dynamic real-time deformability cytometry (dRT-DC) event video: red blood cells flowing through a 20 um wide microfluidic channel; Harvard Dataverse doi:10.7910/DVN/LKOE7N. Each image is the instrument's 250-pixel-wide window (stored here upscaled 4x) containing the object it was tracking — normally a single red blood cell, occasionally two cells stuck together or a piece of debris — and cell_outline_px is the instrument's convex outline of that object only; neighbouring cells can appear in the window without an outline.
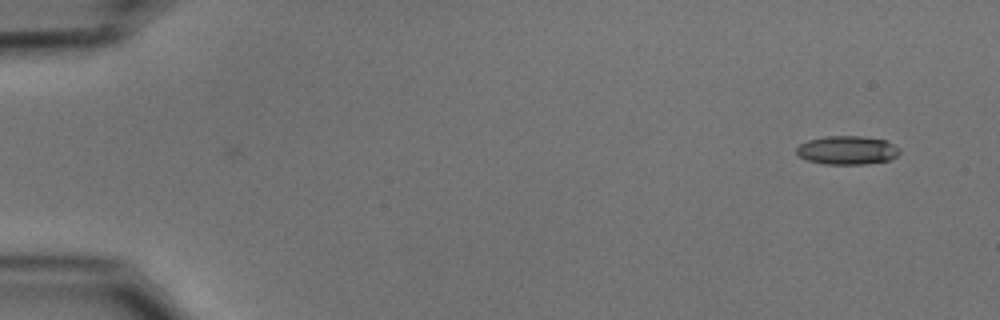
{"species": "common noctule bat (a hibernating species)", "species_latin": "Nyctalus noctula", "temperature_condition": "cold", "stored_images_in_passage": 2, "camera_frame_rate_fps": 3000, "um_per_image_px": 0.085, "animal": {"sex": "male", "body_mass_g": 15.6}, "frame": {"image": 1, "passage_image": 1, "time_ms": 0.0, "image_size_px": [1000, 320], "cell_outline_px": [[900, 152], [896, 156], [888, 160], [864, 164], [824, 164], [808, 160], [800, 156], [796, 152], [796, 148], [800, 144], [808, 140], [824, 136], [860, 136], [884, 140], [900, 148]], "centroid_in_image_um": [72.0, 12.76], "position_along_channel_um": 13.0, "area_um2": 17.05}}